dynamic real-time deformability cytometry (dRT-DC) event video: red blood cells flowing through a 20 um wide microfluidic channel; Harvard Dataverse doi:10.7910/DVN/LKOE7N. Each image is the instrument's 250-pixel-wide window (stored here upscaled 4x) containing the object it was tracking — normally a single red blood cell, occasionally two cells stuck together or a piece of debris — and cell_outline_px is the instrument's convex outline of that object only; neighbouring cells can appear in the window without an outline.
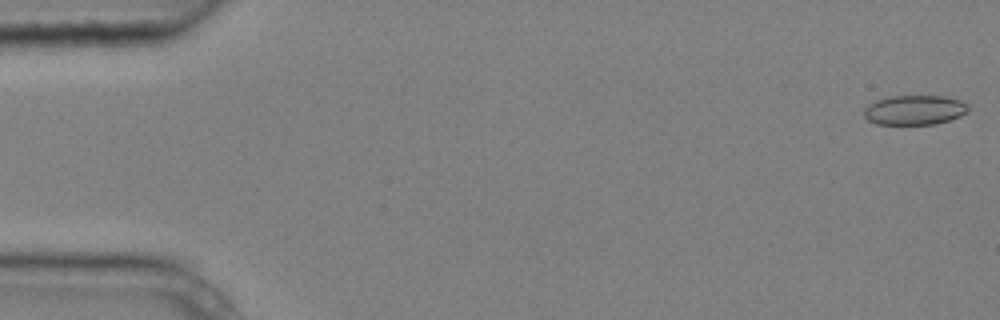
{"species": "common noctule bat (a hibernating species)", "species_latin": "Nyctalus noctula", "temperature_condition": "cold", "stored_images_in_passage": 5, "camera_frame_rate_fps": 3000, "um_per_image_px": 0.085, "animal": {"sex": "male", "body_mass_g": 20.4}, "frame": {"image": 1, "passage_image": 1, "time_ms": 0.0, "image_size_px": [1000, 320], "cell_outline_px": [[968, 112], [960, 116], [936, 124], [876, 124], [868, 120], [864, 116], [864, 108], [868, 104], [876, 100], [888, 96], [944, 96], [960, 100], [968, 104]], "centroid_in_image_um": [77.73, 9.34], "position_along_channel_um": 7.3, "area_um2": 18.09}}
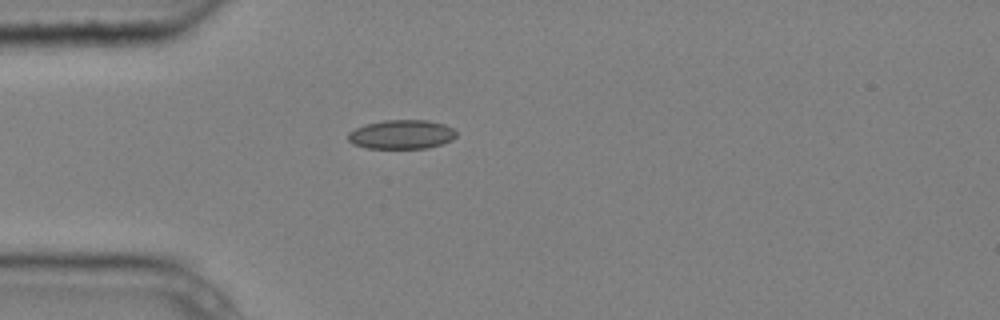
{"frame": {"image": 2, "passage_image": 5, "time_ms": 1.333, "image_size_px": [1000, 320], "cell_outline_px": [[456, 136], [452, 140], [428, 148], [368, 148], [352, 144], [348, 140], [348, 132], [364, 124], [384, 120], [428, 120], [444, 124], [452, 128], [456, 132]], "centroid_in_image_um": [34.12, 11.42], "position_along_channel_um": 50.9, "area_um2": 18.38}}